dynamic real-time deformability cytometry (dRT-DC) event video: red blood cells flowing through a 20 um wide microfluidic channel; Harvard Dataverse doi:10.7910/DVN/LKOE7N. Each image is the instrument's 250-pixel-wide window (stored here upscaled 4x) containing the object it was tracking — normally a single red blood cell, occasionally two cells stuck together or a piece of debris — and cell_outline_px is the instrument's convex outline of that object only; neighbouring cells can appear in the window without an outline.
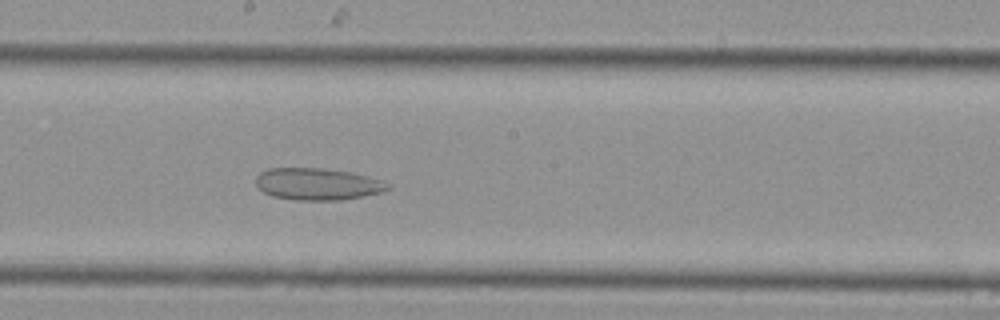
{"species": "Egyptian fruit bat (a non-hibernating species)", "species_latin": "Rousettus aegyptiacus", "temperature_condition": "cold", "stored_images_in_passage": 14, "camera_frame_rate_fps": 3000, "um_per_image_px": 0.085, "animal": {"sex": "female"}, "frame": {"image": 1, "passage_image": 14, "time_ms": 4.333, "image_size_px": [1000, 320], "cell_outline_px": [[392, 188], [380, 192], [340, 200], [296, 200], [272, 196], [264, 192], [256, 184], [256, 176], [260, 172], [268, 168], [324, 168], [352, 172], [384, 180], [392, 184]], "centroid_in_image_um": [27.02, 15.63], "position_along_channel_um": 221.2, "area_um2": 24.68}}